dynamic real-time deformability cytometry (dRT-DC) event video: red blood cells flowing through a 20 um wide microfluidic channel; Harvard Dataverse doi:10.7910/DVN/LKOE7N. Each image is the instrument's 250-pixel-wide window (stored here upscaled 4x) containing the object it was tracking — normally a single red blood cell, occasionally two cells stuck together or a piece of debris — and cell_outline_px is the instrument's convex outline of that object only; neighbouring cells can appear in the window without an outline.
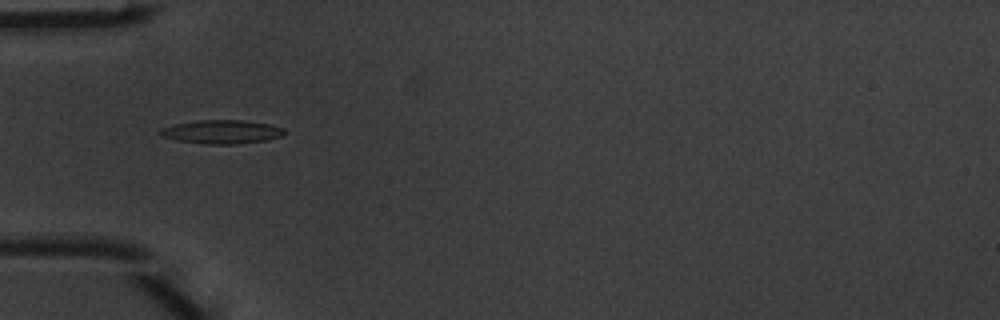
{"species": "common noctule bat (a hibernating species)", "species_latin": "Nyctalus noctula", "temperature_condition": "warm", "stored_images_in_passage": 2, "camera_frame_rate_fps": 3000, "um_per_image_px": 0.085, "animal": {"sex": "male", "body_mass_g": 20.1, "forearm_length_mm": 53.5}, "frame": {"image": 1, "passage_image": 2, "time_ms": 0.333, "image_size_px": [1000, 320], "cell_outline_px": [[284, 132], [280, 136], [264, 140], [236, 144], [208, 144], [176, 140], [160, 136], [156, 132], [160, 128], [172, 124], [196, 120], [244, 120], [268, 124], [284, 128]], "centroid_in_image_um": [18.74, 11.19], "position_along_channel_um": 66.3, "area_um2": 17.17}}